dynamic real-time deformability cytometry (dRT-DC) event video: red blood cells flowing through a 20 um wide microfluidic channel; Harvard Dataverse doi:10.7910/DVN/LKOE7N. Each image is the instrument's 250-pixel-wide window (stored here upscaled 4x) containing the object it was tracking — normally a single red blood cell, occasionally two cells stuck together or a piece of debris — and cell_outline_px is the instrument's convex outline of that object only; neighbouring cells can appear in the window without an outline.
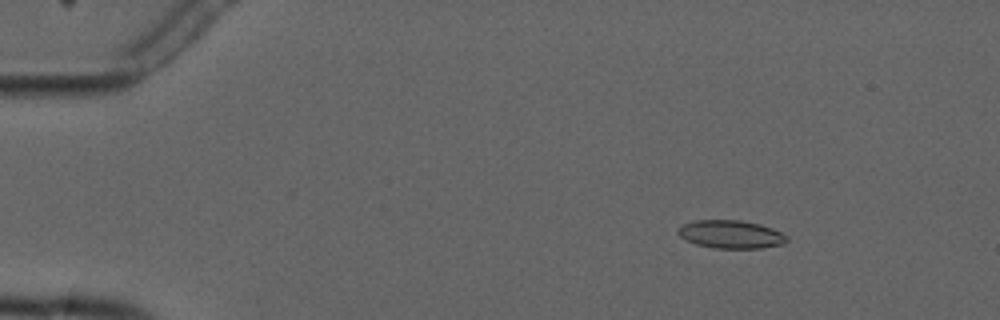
{"species": "common noctule bat (a hibernating species)", "species_latin": "Nyctalus noctula", "temperature_condition": "cold", "stored_images_in_passage": 3, "camera_frame_rate_fps": 3000, "um_per_image_px": 0.085, "animal": {"sex": "male", "forearm_length_mm": 52.5}, "frame": {"image": 1, "passage_image": 1, "time_ms": 0.0, "image_size_px": [1000, 320], "cell_outline_px": [[788, 240], [784, 244], [760, 248], [716, 248], [696, 244], [680, 236], [676, 232], [684, 224], [696, 220], [740, 220], [760, 224], [772, 228], [788, 236]], "centroid_in_image_um": [62.16, 19.91], "position_along_channel_um": 22.8, "area_um2": 17.69}}
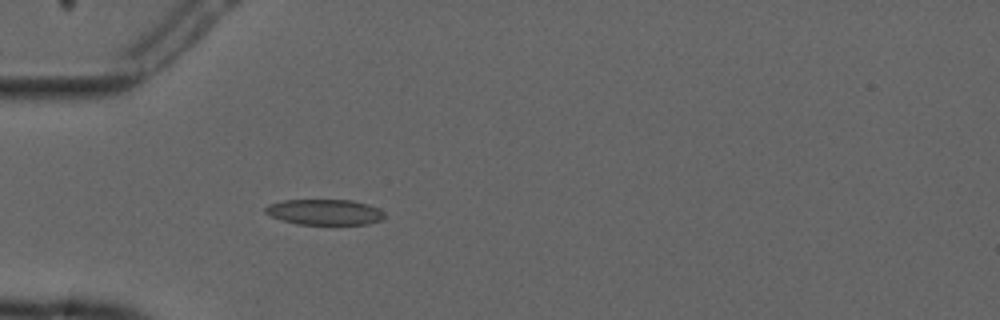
{"frame": {"image": 2, "passage_image": 3, "time_ms": 3.0, "image_size_px": [1000, 320], "cell_outline_px": [[384, 216], [380, 220], [368, 224], [296, 224], [272, 216], [264, 212], [264, 208], [268, 204], [284, 200], [352, 200], [368, 204], [380, 208], [384, 212]], "centroid_in_image_um": [27.61, 18.02], "position_along_channel_um": 57.4, "area_um2": 17.74}}